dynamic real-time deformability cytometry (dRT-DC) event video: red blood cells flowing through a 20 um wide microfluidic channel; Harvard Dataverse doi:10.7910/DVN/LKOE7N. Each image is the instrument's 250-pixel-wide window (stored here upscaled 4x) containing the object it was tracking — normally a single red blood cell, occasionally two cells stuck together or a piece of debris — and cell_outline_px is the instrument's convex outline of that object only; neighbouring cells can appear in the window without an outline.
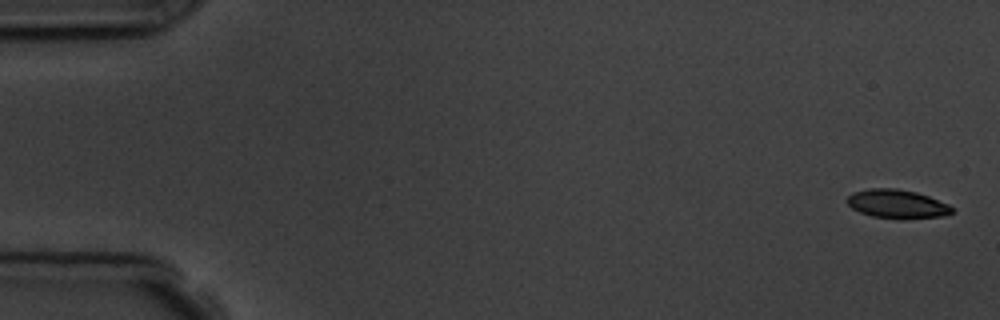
{"species": "common noctule bat (a hibernating species)", "species_latin": "Nyctalus noctula", "temperature_condition": "room temperature", "stored_images_in_passage": 5, "camera_frame_rate_fps": 3000, "um_per_image_px": 0.085, "animal": {"sex": "male", "body_mass_g": 19.5, "forearm_length_mm": 54.6}, "frame": {"image": 1, "passage_image": 1, "time_ms": 0.0, "image_size_px": [1000, 320], "cell_outline_px": [[956, 212], [944, 216], [872, 216], [860, 212], [852, 208], [844, 200], [852, 192], [868, 188], [896, 188], [916, 192], [928, 196], [948, 204], [956, 208]], "centroid_in_image_um": [76.23, 17.28], "position_along_channel_um": 8.8, "area_um2": 16.99}}
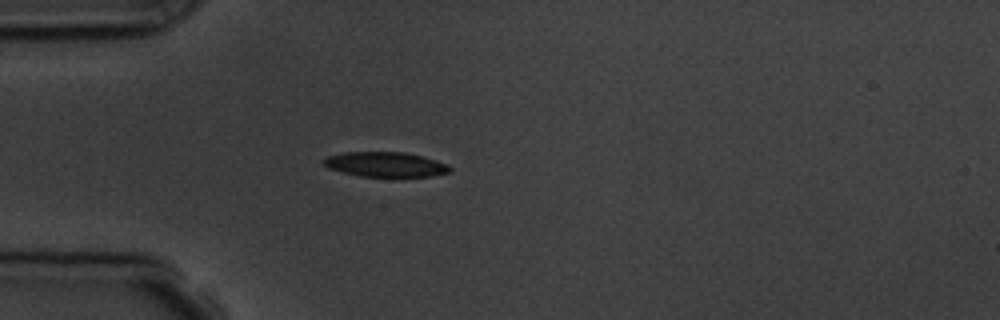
{"frame": {"image": 2, "passage_image": 5, "time_ms": 4.667, "image_size_px": [1000, 320], "cell_outline_px": [[452, 168], [448, 172], [432, 176], [360, 176], [328, 168], [320, 164], [320, 160], [324, 156], [344, 152], [404, 152], [436, 160], [448, 164]], "centroid_in_image_um": [32.68, 13.96], "position_along_channel_um": 52.3, "area_um2": 18.32}}